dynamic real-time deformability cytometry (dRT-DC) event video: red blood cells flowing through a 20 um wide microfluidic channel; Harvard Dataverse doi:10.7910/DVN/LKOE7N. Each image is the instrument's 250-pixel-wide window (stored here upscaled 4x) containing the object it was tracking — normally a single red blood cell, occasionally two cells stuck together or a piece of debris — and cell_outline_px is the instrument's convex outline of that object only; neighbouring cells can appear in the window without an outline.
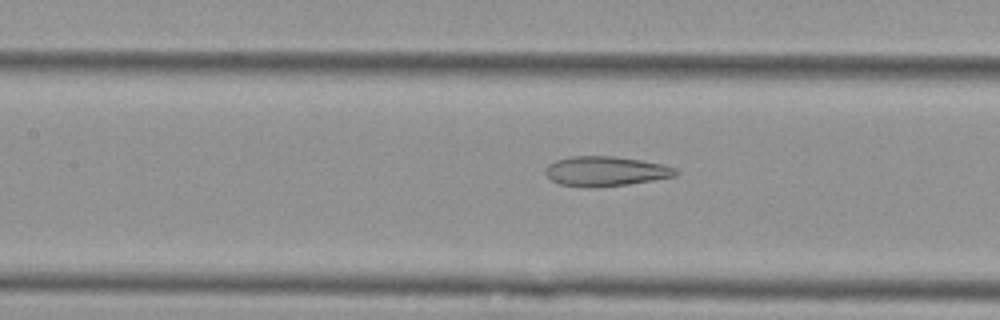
{"species": "Egyptian fruit bat (a non-hibernating species)", "species_latin": "Rousettus aegyptiacus", "temperature_condition": "cold", "stored_images_in_passage": 30, "camera_frame_rate_fps": 3000, "um_per_image_px": 0.085, "animal": {"sex": "female"}, "frame": {"image": 1, "passage_image": 15, "time_ms": 4.667, "image_size_px": [1000, 320], "cell_outline_px": [[676, 176], [628, 184], [592, 188], [588, 188], [560, 184], [552, 180], [544, 172], [544, 168], [548, 164], [556, 160], [572, 156], [612, 156], [640, 160], [664, 164], [676, 168]], "centroid_in_image_um": [51.44, 14.55], "position_along_channel_um": 156.0, "area_um2": 22.6}}
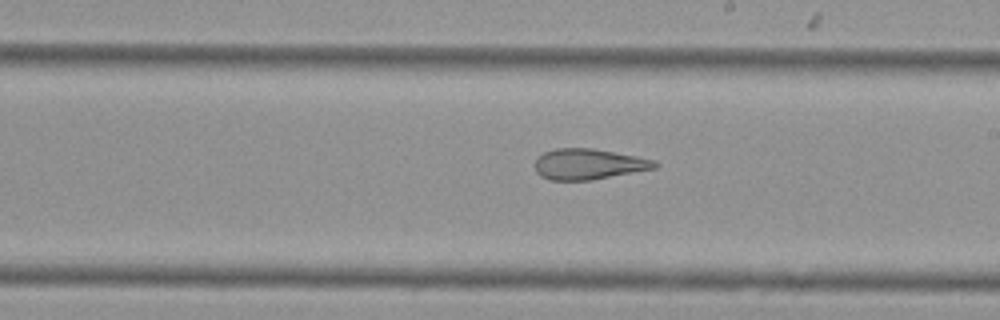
{"frame": {"image": 2, "passage_image": 22, "time_ms": 7.0, "image_size_px": [1000, 320], "cell_outline_px": [[660, 164], [656, 168], [592, 180], [552, 180], [540, 176], [536, 172], [536, 160], [544, 152], [556, 148], [592, 148], [636, 156], [656, 160]], "centroid_in_image_um": [50.06, 13.95], "position_along_channel_um": 238.9, "area_um2": 21.39}}
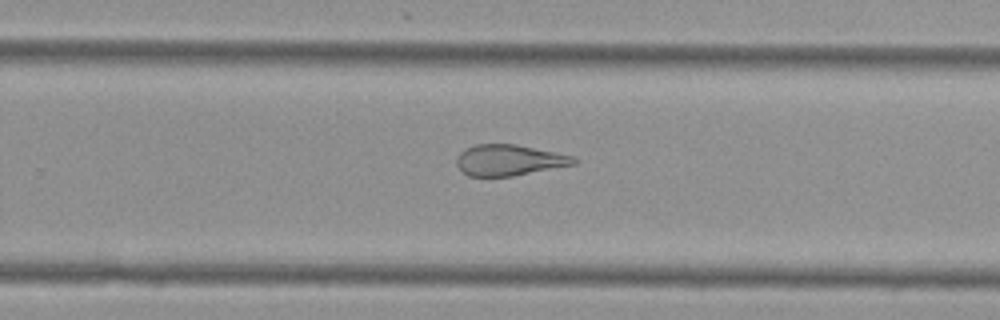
{"frame": {"image": 3, "passage_image": 26, "time_ms": 8.333, "image_size_px": [1000, 320], "cell_outline_px": [[580, 160], [576, 164], [512, 176], [468, 176], [456, 164], [456, 156], [464, 148], [476, 144], [516, 144], [572, 156]], "centroid_in_image_um": [43.25, 13.6], "position_along_channel_um": 286.5, "area_um2": 21.1}}